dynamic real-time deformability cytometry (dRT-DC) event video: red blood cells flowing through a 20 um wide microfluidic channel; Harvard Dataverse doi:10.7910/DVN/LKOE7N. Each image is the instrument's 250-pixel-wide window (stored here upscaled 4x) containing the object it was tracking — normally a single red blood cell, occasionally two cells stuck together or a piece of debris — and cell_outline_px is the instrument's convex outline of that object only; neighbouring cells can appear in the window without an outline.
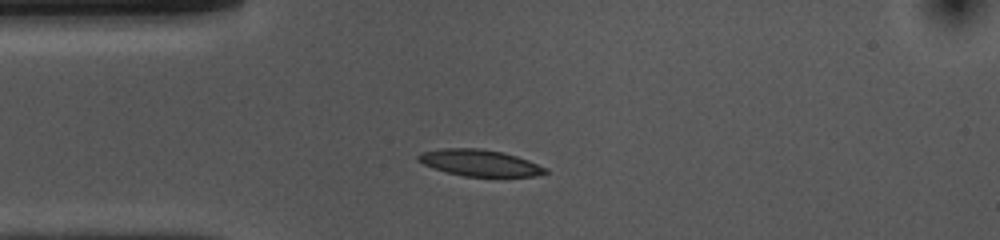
{"species": "common noctule bat (a hibernating species)", "species_latin": "Nyctalus noctula", "temperature_condition": "cold", "stored_images_in_passage": 33, "camera_frame_rate_fps": 3000, "um_per_image_px": 0.085, "animal": {"sex": "female", "body_mass_g": 10.0, "forearm_length_mm": 53.1}, "frame": {"image": 1, "passage_image": 1, "time_ms": 0.0, "image_size_px": [1000, 240], "cell_outline_px": [[548, 172], [536, 176], [464, 176], [448, 172], [424, 164], [416, 160], [416, 156], [420, 152], [440, 148], [480, 148], [504, 152], [528, 160], [548, 168]], "centroid_in_image_um": [40.77, 13.82], "position_along_channel_um": 44.2, "area_um2": 19.59}}
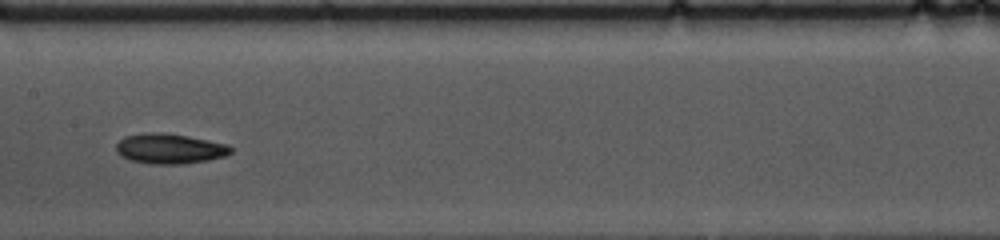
{"frame": {"image": 2, "passage_image": 14, "time_ms": 4.333, "image_size_px": [1000, 240], "cell_outline_px": [[232, 152], [224, 156], [208, 160], [180, 164], [152, 164], [128, 160], [120, 156], [116, 152], [116, 144], [124, 136], [148, 132], [160, 132], [188, 136], [228, 144], [232, 148]], "centroid_in_image_um": [14.39, 12.64], "position_along_channel_um": 193.0, "area_um2": 20.23}}
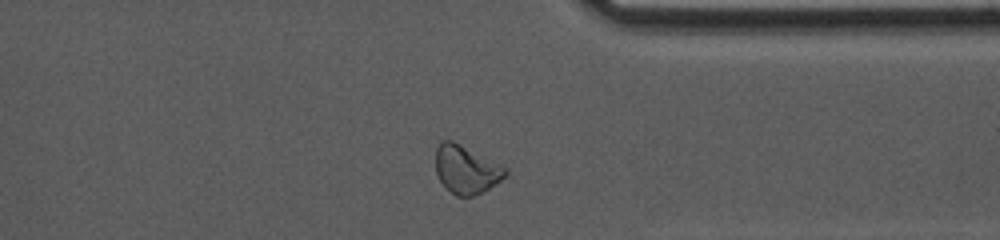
{"frame": {"image": 3, "passage_image": 29, "time_ms": 9.333, "image_size_px": [1000, 240], "cell_outline_px": [[508, 172], [500, 180], [488, 188], [472, 196], [456, 196], [440, 180], [436, 172], [436, 148], [440, 140], [452, 140], [508, 168]], "centroid_in_image_um": [39.61, 14.38], "position_along_channel_um": 371.8, "area_um2": 19.19}, "authors_computed_cell_mechanics": {"area_um2": 19.1896, "velocity_mm_per_s": 3.6929, "shape_relaxation_time_tau1_ms": 4.181, "shape_relaxation_time_tau2_ms": 7.576, "deformation_change_tau1": 0.1269, "deformation_change_tau2": 0.1382}}